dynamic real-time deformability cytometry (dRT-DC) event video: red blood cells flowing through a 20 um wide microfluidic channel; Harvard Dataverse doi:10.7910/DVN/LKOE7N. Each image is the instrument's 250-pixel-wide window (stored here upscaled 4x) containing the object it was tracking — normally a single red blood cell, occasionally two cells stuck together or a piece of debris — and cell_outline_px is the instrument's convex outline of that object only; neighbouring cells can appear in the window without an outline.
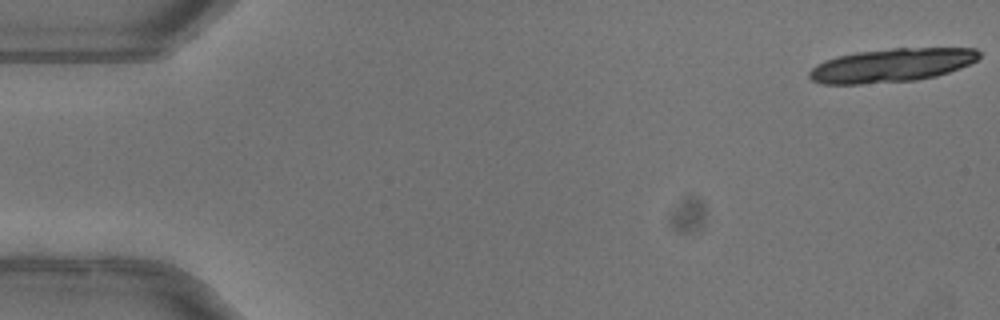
{"species": "common noctule bat (a hibernating species)", "species_latin": "Nyctalus noctula", "temperature_condition": "warm", "stored_images_in_passage": 18, "camera_frame_rate_fps": 3000, "um_per_image_px": 0.085, "animal": {"sex": "female"}, "frame": {"image": 1, "passage_image": 1, "time_ms": 0.0, "image_size_px": [1000, 320], "cell_outline_px": [[980, 56], [976, 60], [960, 68], [936, 76], [916, 80], [860, 84], [824, 84], [812, 80], [808, 76], [808, 72], [816, 64], [824, 60], [836, 56], [856, 52], [892, 48], [976, 48], [980, 52]], "centroid_in_image_um": [75.76, 5.54], "position_along_channel_um": 9.2, "area_um2": 33.29}}